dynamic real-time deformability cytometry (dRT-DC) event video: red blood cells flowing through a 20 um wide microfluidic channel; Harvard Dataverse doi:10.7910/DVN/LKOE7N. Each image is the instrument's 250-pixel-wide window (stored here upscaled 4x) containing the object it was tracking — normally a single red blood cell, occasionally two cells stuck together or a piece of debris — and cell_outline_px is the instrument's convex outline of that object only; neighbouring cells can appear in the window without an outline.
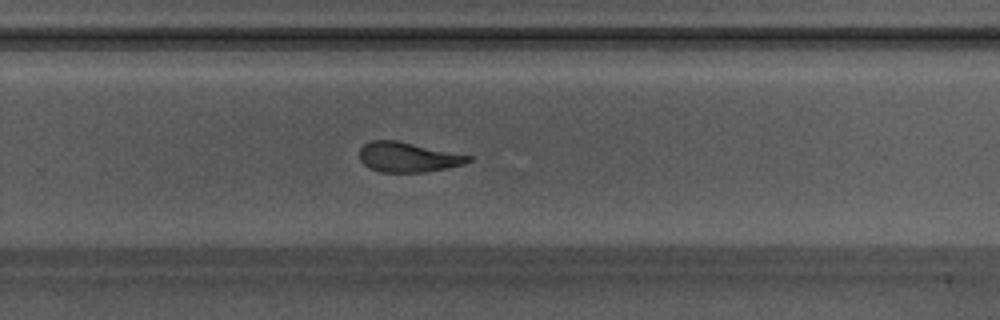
{"species": "Egyptian fruit bat (a non-hibernating species)", "species_latin": "Rousettus aegyptiacus", "temperature_condition": "warm", "stored_images_in_passage": 30, "camera_frame_rate_fps": 3000, "um_per_image_px": 0.085, "animal": {"sex": "male"}, "frame": {"image": 1, "passage_image": 26, "time_ms": 8.333, "image_size_px": [1000, 320], "cell_outline_px": [[472, 160], [464, 164], [424, 172], [380, 172], [364, 164], [360, 160], [360, 148], [364, 144], [372, 140], [396, 140], [472, 156]], "centroid_in_image_um": [34.67, 13.35], "position_along_channel_um": 295.1, "area_um2": 18.73}}